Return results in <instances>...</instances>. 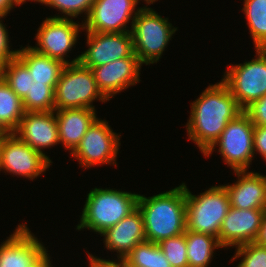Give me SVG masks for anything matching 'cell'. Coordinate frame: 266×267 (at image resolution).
Returning a JSON list of instances; mask_svg holds the SVG:
<instances>
[{
	"mask_svg": "<svg viewBox=\"0 0 266 267\" xmlns=\"http://www.w3.org/2000/svg\"><path fill=\"white\" fill-rule=\"evenodd\" d=\"M191 105L186 130L189 140L203 155L219 139L228 122L243 111L222 80L208 86Z\"/></svg>",
	"mask_w": 266,
	"mask_h": 267,
	"instance_id": "1",
	"label": "cell"
},
{
	"mask_svg": "<svg viewBox=\"0 0 266 267\" xmlns=\"http://www.w3.org/2000/svg\"><path fill=\"white\" fill-rule=\"evenodd\" d=\"M137 207L143 216L146 241L158 244L185 233L186 192L183 183L151 197L139 194Z\"/></svg>",
	"mask_w": 266,
	"mask_h": 267,
	"instance_id": "2",
	"label": "cell"
},
{
	"mask_svg": "<svg viewBox=\"0 0 266 267\" xmlns=\"http://www.w3.org/2000/svg\"><path fill=\"white\" fill-rule=\"evenodd\" d=\"M139 194L108 188H94L87 194L77 230L89 229L100 235L137 208Z\"/></svg>",
	"mask_w": 266,
	"mask_h": 267,
	"instance_id": "3",
	"label": "cell"
},
{
	"mask_svg": "<svg viewBox=\"0 0 266 267\" xmlns=\"http://www.w3.org/2000/svg\"><path fill=\"white\" fill-rule=\"evenodd\" d=\"M185 185L186 230L219 238L223 219L230 206L224 185L211 186L200 195H193Z\"/></svg>",
	"mask_w": 266,
	"mask_h": 267,
	"instance_id": "4",
	"label": "cell"
},
{
	"mask_svg": "<svg viewBox=\"0 0 266 267\" xmlns=\"http://www.w3.org/2000/svg\"><path fill=\"white\" fill-rule=\"evenodd\" d=\"M177 27L162 18L151 7H141L131 28L134 53L142 64L157 63L169 44Z\"/></svg>",
	"mask_w": 266,
	"mask_h": 267,
	"instance_id": "5",
	"label": "cell"
},
{
	"mask_svg": "<svg viewBox=\"0 0 266 267\" xmlns=\"http://www.w3.org/2000/svg\"><path fill=\"white\" fill-rule=\"evenodd\" d=\"M55 110L94 109L93 101H109L99 90L90 68L81 62L65 65L55 86Z\"/></svg>",
	"mask_w": 266,
	"mask_h": 267,
	"instance_id": "6",
	"label": "cell"
},
{
	"mask_svg": "<svg viewBox=\"0 0 266 267\" xmlns=\"http://www.w3.org/2000/svg\"><path fill=\"white\" fill-rule=\"evenodd\" d=\"M254 129L255 125L242 111L228 122L219 139L204 156L209 157L218 146L224 163L233 171H249L252 158L254 159Z\"/></svg>",
	"mask_w": 266,
	"mask_h": 267,
	"instance_id": "7",
	"label": "cell"
},
{
	"mask_svg": "<svg viewBox=\"0 0 266 267\" xmlns=\"http://www.w3.org/2000/svg\"><path fill=\"white\" fill-rule=\"evenodd\" d=\"M255 51L257 56L251 61L230 64L221 79L242 110L266 95V49Z\"/></svg>",
	"mask_w": 266,
	"mask_h": 267,
	"instance_id": "8",
	"label": "cell"
},
{
	"mask_svg": "<svg viewBox=\"0 0 266 267\" xmlns=\"http://www.w3.org/2000/svg\"><path fill=\"white\" fill-rule=\"evenodd\" d=\"M120 136L113 132L106 120L97 118L70 156L77 159L85 169L97 164L115 166L121 144Z\"/></svg>",
	"mask_w": 266,
	"mask_h": 267,
	"instance_id": "9",
	"label": "cell"
},
{
	"mask_svg": "<svg viewBox=\"0 0 266 267\" xmlns=\"http://www.w3.org/2000/svg\"><path fill=\"white\" fill-rule=\"evenodd\" d=\"M80 28L83 30V21L81 25L73 19L47 17L37 30L35 36L37 45L31 48L50 58L60 60L66 65L80 62L81 55L72 61L65 59L77 43Z\"/></svg>",
	"mask_w": 266,
	"mask_h": 267,
	"instance_id": "10",
	"label": "cell"
},
{
	"mask_svg": "<svg viewBox=\"0 0 266 267\" xmlns=\"http://www.w3.org/2000/svg\"><path fill=\"white\" fill-rule=\"evenodd\" d=\"M52 164L44 154L27 145L14 132L0 139V170L34 180Z\"/></svg>",
	"mask_w": 266,
	"mask_h": 267,
	"instance_id": "11",
	"label": "cell"
},
{
	"mask_svg": "<svg viewBox=\"0 0 266 267\" xmlns=\"http://www.w3.org/2000/svg\"><path fill=\"white\" fill-rule=\"evenodd\" d=\"M47 252L26 223L19 224L0 245V267H43L51 259Z\"/></svg>",
	"mask_w": 266,
	"mask_h": 267,
	"instance_id": "12",
	"label": "cell"
},
{
	"mask_svg": "<svg viewBox=\"0 0 266 267\" xmlns=\"http://www.w3.org/2000/svg\"><path fill=\"white\" fill-rule=\"evenodd\" d=\"M139 2L140 0H95L88 17L84 19L83 29L99 33L131 32L133 20L141 9L136 8ZM130 20L129 29L127 23Z\"/></svg>",
	"mask_w": 266,
	"mask_h": 267,
	"instance_id": "13",
	"label": "cell"
},
{
	"mask_svg": "<svg viewBox=\"0 0 266 267\" xmlns=\"http://www.w3.org/2000/svg\"><path fill=\"white\" fill-rule=\"evenodd\" d=\"M88 49L82 52L80 62L94 68L134 54L131 32H86Z\"/></svg>",
	"mask_w": 266,
	"mask_h": 267,
	"instance_id": "14",
	"label": "cell"
},
{
	"mask_svg": "<svg viewBox=\"0 0 266 267\" xmlns=\"http://www.w3.org/2000/svg\"><path fill=\"white\" fill-rule=\"evenodd\" d=\"M142 65L134 53L131 57H124L90 69L99 90L110 100L115 94L140 82L139 71Z\"/></svg>",
	"mask_w": 266,
	"mask_h": 267,
	"instance_id": "15",
	"label": "cell"
},
{
	"mask_svg": "<svg viewBox=\"0 0 266 267\" xmlns=\"http://www.w3.org/2000/svg\"><path fill=\"white\" fill-rule=\"evenodd\" d=\"M266 210L230 207L223 219L218 238L222 248L238 247L254 242Z\"/></svg>",
	"mask_w": 266,
	"mask_h": 267,
	"instance_id": "16",
	"label": "cell"
},
{
	"mask_svg": "<svg viewBox=\"0 0 266 267\" xmlns=\"http://www.w3.org/2000/svg\"><path fill=\"white\" fill-rule=\"evenodd\" d=\"M27 145L44 154L43 150L59 142L58 125L55 111L25 112L18 127L13 131Z\"/></svg>",
	"mask_w": 266,
	"mask_h": 267,
	"instance_id": "17",
	"label": "cell"
},
{
	"mask_svg": "<svg viewBox=\"0 0 266 267\" xmlns=\"http://www.w3.org/2000/svg\"><path fill=\"white\" fill-rule=\"evenodd\" d=\"M103 236L107 250L117 252V258L123 259L137 244L146 241L144 221L138 207L119 223L108 228Z\"/></svg>",
	"mask_w": 266,
	"mask_h": 267,
	"instance_id": "18",
	"label": "cell"
},
{
	"mask_svg": "<svg viewBox=\"0 0 266 267\" xmlns=\"http://www.w3.org/2000/svg\"><path fill=\"white\" fill-rule=\"evenodd\" d=\"M238 180L234 184H225L230 206L237 209L266 210V185L260 173L234 171Z\"/></svg>",
	"mask_w": 266,
	"mask_h": 267,
	"instance_id": "19",
	"label": "cell"
},
{
	"mask_svg": "<svg viewBox=\"0 0 266 267\" xmlns=\"http://www.w3.org/2000/svg\"><path fill=\"white\" fill-rule=\"evenodd\" d=\"M59 142L70 154L78 146L88 128L97 119L96 110L88 108H66L55 110Z\"/></svg>",
	"mask_w": 266,
	"mask_h": 267,
	"instance_id": "20",
	"label": "cell"
},
{
	"mask_svg": "<svg viewBox=\"0 0 266 267\" xmlns=\"http://www.w3.org/2000/svg\"><path fill=\"white\" fill-rule=\"evenodd\" d=\"M17 57L27 66L34 82L56 86L65 63L41 54L31 46L18 49Z\"/></svg>",
	"mask_w": 266,
	"mask_h": 267,
	"instance_id": "21",
	"label": "cell"
},
{
	"mask_svg": "<svg viewBox=\"0 0 266 267\" xmlns=\"http://www.w3.org/2000/svg\"><path fill=\"white\" fill-rule=\"evenodd\" d=\"M189 267H208L215 249L221 248L214 236L185 230Z\"/></svg>",
	"mask_w": 266,
	"mask_h": 267,
	"instance_id": "22",
	"label": "cell"
},
{
	"mask_svg": "<svg viewBox=\"0 0 266 267\" xmlns=\"http://www.w3.org/2000/svg\"><path fill=\"white\" fill-rule=\"evenodd\" d=\"M124 267H171L157 243L137 244L124 258Z\"/></svg>",
	"mask_w": 266,
	"mask_h": 267,
	"instance_id": "23",
	"label": "cell"
},
{
	"mask_svg": "<svg viewBox=\"0 0 266 267\" xmlns=\"http://www.w3.org/2000/svg\"><path fill=\"white\" fill-rule=\"evenodd\" d=\"M242 11L255 49H266V0H244Z\"/></svg>",
	"mask_w": 266,
	"mask_h": 267,
	"instance_id": "24",
	"label": "cell"
},
{
	"mask_svg": "<svg viewBox=\"0 0 266 267\" xmlns=\"http://www.w3.org/2000/svg\"><path fill=\"white\" fill-rule=\"evenodd\" d=\"M24 114L22 99L0 75V120L13 132Z\"/></svg>",
	"mask_w": 266,
	"mask_h": 267,
	"instance_id": "25",
	"label": "cell"
},
{
	"mask_svg": "<svg viewBox=\"0 0 266 267\" xmlns=\"http://www.w3.org/2000/svg\"><path fill=\"white\" fill-rule=\"evenodd\" d=\"M0 75L21 99L34 83L27 66L17 56L0 66Z\"/></svg>",
	"mask_w": 266,
	"mask_h": 267,
	"instance_id": "26",
	"label": "cell"
},
{
	"mask_svg": "<svg viewBox=\"0 0 266 267\" xmlns=\"http://www.w3.org/2000/svg\"><path fill=\"white\" fill-rule=\"evenodd\" d=\"M55 86L34 82L22 99L25 112L55 111Z\"/></svg>",
	"mask_w": 266,
	"mask_h": 267,
	"instance_id": "27",
	"label": "cell"
},
{
	"mask_svg": "<svg viewBox=\"0 0 266 267\" xmlns=\"http://www.w3.org/2000/svg\"><path fill=\"white\" fill-rule=\"evenodd\" d=\"M171 267H189L185 234L164 239L158 243Z\"/></svg>",
	"mask_w": 266,
	"mask_h": 267,
	"instance_id": "28",
	"label": "cell"
},
{
	"mask_svg": "<svg viewBox=\"0 0 266 267\" xmlns=\"http://www.w3.org/2000/svg\"><path fill=\"white\" fill-rule=\"evenodd\" d=\"M95 0H39L38 3L57 9L63 16H52V18H77L83 13L87 18Z\"/></svg>",
	"mask_w": 266,
	"mask_h": 267,
	"instance_id": "29",
	"label": "cell"
},
{
	"mask_svg": "<svg viewBox=\"0 0 266 267\" xmlns=\"http://www.w3.org/2000/svg\"><path fill=\"white\" fill-rule=\"evenodd\" d=\"M242 258L236 267H266V246L250 242L235 249L230 261Z\"/></svg>",
	"mask_w": 266,
	"mask_h": 267,
	"instance_id": "30",
	"label": "cell"
},
{
	"mask_svg": "<svg viewBox=\"0 0 266 267\" xmlns=\"http://www.w3.org/2000/svg\"><path fill=\"white\" fill-rule=\"evenodd\" d=\"M255 126H266V95L243 110Z\"/></svg>",
	"mask_w": 266,
	"mask_h": 267,
	"instance_id": "31",
	"label": "cell"
},
{
	"mask_svg": "<svg viewBox=\"0 0 266 267\" xmlns=\"http://www.w3.org/2000/svg\"><path fill=\"white\" fill-rule=\"evenodd\" d=\"M5 16L0 15V66L17 56L18 50H10L9 35L6 26L2 23Z\"/></svg>",
	"mask_w": 266,
	"mask_h": 267,
	"instance_id": "32",
	"label": "cell"
},
{
	"mask_svg": "<svg viewBox=\"0 0 266 267\" xmlns=\"http://www.w3.org/2000/svg\"><path fill=\"white\" fill-rule=\"evenodd\" d=\"M255 152L259 153L266 161V126H255L254 154H256Z\"/></svg>",
	"mask_w": 266,
	"mask_h": 267,
	"instance_id": "33",
	"label": "cell"
},
{
	"mask_svg": "<svg viewBox=\"0 0 266 267\" xmlns=\"http://www.w3.org/2000/svg\"><path fill=\"white\" fill-rule=\"evenodd\" d=\"M89 258V267H124L123 259L110 260V259H102L97 256H93L88 252Z\"/></svg>",
	"mask_w": 266,
	"mask_h": 267,
	"instance_id": "34",
	"label": "cell"
},
{
	"mask_svg": "<svg viewBox=\"0 0 266 267\" xmlns=\"http://www.w3.org/2000/svg\"><path fill=\"white\" fill-rule=\"evenodd\" d=\"M255 243L266 246V211L263 216L261 227L259 228L257 237L254 240Z\"/></svg>",
	"mask_w": 266,
	"mask_h": 267,
	"instance_id": "35",
	"label": "cell"
},
{
	"mask_svg": "<svg viewBox=\"0 0 266 267\" xmlns=\"http://www.w3.org/2000/svg\"><path fill=\"white\" fill-rule=\"evenodd\" d=\"M15 5L19 6L14 0H0V15L6 18Z\"/></svg>",
	"mask_w": 266,
	"mask_h": 267,
	"instance_id": "36",
	"label": "cell"
},
{
	"mask_svg": "<svg viewBox=\"0 0 266 267\" xmlns=\"http://www.w3.org/2000/svg\"><path fill=\"white\" fill-rule=\"evenodd\" d=\"M12 131L0 120V139L9 135Z\"/></svg>",
	"mask_w": 266,
	"mask_h": 267,
	"instance_id": "37",
	"label": "cell"
},
{
	"mask_svg": "<svg viewBox=\"0 0 266 267\" xmlns=\"http://www.w3.org/2000/svg\"><path fill=\"white\" fill-rule=\"evenodd\" d=\"M14 1L20 6L22 3L26 2V1H35V2H38L39 0H14Z\"/></svg>",
	"mask_w": 266,
	"mask_h": 267,
	"instance_id": "38",
	"label": "cell"
},
{
	"mask_svg": "<svg viewBox=\"0 0 266 267\" xmlns=\"http://www.w3.org/2000/svg\"><path fill=\"white\" fill-rule=\"evenodd\" d=\"M146 2L147 5L149 4H153L155 1H158V0H144Z\"/></svg>",
	"mask_w": 266,
	"mask_h": 267,
	"instance_id": "39",
	"label": "cell"
},
{
	"mask_svg": "<svg viewBox=\"0 0 266 267\" xmlns=\"http://www.w3.org/2000/svg\"><path fill=\"white\" fill-rule=\"evenodd\" d=\"M43 267H53V266L51 265V261L49 260Z\"/></svg>",
	"mask_w": 266,
	"mask_h": 267,
	"instance_id": "40",
	"label": "cell"
},
{
	"mask_svg": "<svg viewBox=\"0 0 266 267\" xmlns=\"http://www.w3.org/2000/svg\"><path fill=\"white\" fill-rule=\"evenodd\" d=\"M262 177H263V179H264V181H265V185H266V175H265V176L262 175Z\"/></svg>",
	"mask_w": 266,
	"mask_h": 267,
	"instance_id": "41",
	"label": "cell"
}]
</instances>
